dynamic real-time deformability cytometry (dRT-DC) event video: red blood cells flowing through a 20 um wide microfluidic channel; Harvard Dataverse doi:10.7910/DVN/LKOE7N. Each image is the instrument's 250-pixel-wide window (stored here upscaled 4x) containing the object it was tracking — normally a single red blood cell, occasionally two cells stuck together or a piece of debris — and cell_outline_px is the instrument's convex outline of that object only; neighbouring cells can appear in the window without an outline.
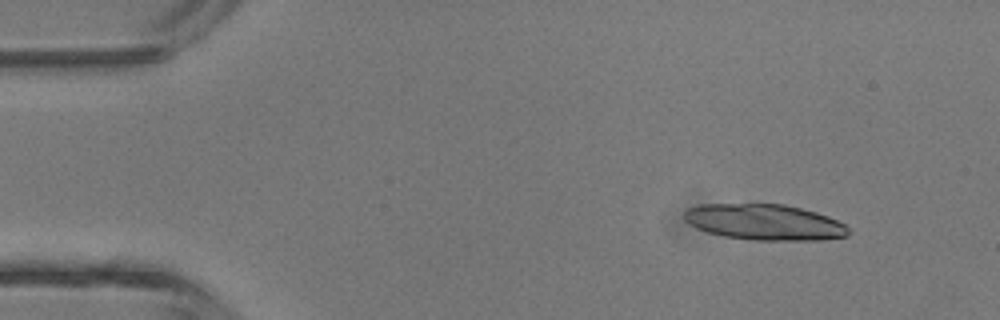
{"species": "common noctule bat (a hibernating species)", "species_latin": "Nyctalus noctula", "temperature_condition": "room temperature", "stored_images_in_passage": 3, "camera_frame_rate_fps": 3000, "um_per_image_px": 0.085, "animal": {"sex": "male", "body_mass_g": 13.3}, "frame": {"image": 1, "passage_image": 1, "time_ms": 0.0, "image_size_px": [1000, 320], "cell_outline_px": [[852, 232], [848, 236], [820, 240], [752, 240], [724, 236], [708, 232], [696, 228], [688, 224], [684, 220], [684, 212], [688, 208], [700, 204], [784, 204], [816, 212], [828, 216], [844, 224]], "centroid_in_image_um": [64.98, 18.89], "position_along_channel_um": 20.0, "area_um2": 34.45}}